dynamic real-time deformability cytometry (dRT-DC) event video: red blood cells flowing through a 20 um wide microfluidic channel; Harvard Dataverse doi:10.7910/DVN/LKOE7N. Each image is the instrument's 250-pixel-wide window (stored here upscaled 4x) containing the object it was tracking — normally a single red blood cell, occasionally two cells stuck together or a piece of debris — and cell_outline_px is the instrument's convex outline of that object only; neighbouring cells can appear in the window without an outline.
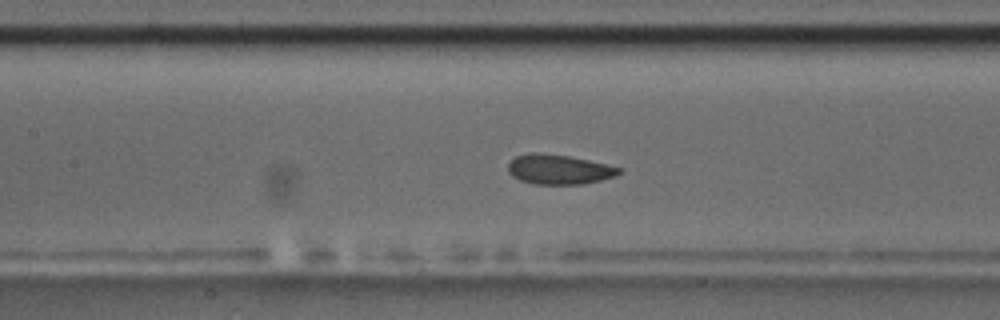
{"species": "common noctule bat (a hibernating species)", "species_latin": "Nyctalus noctula", "temperature_condition": "room temperature", "stored_images_in_passage": 57, "camera_frame_rate_fps": 3000, "um_per_image_px": 0.085, "animal": {"sex": "male", "body_mass_g": 17.5, "forearm_length_mm": 52.3}, "frame": {"image": 1, "passage_image": 25, "time_ms": 8.0, "image_size_px": [1000, 320], "cell_outline_px": [[620, 172], [616, 176], [584, 184], [536, 184], [520, 180], [512, 176], [508, 172], [508, 164], [516, 156], [528, 152], [540, 152], [568, 156], [588, 160], [620, 168]], "centroid_in_image_um": [47.46, 14.39], "position_along_channel_um": 159.9, "area_um2": 19.13}}
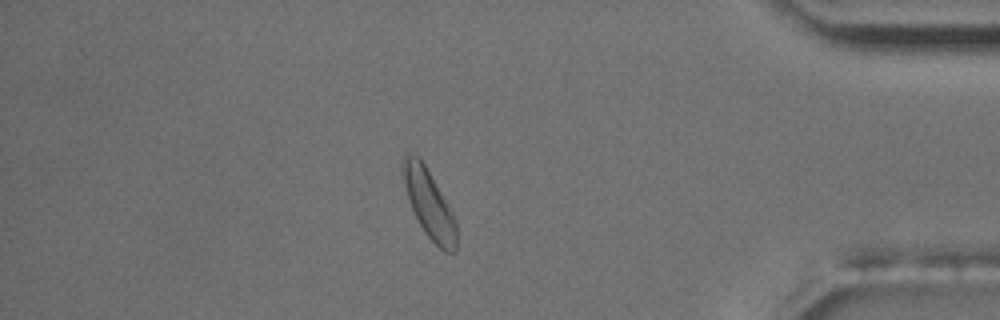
{"frame": {"image": 2, "passage_image": 48, "time_ms": 15.667, "image_size_px": [1000, 320], "cell_outline_px": [[456, 252], [444, 252], [424, 232], [412, 208], [400, 172], [400, 164], [404, 152], [408, 152], [420, 156], [448, 204], [456, 220]], "centroid_in_image_um": [36.43, 17.24], "position_along_channel_um": 398.8, "area_um2": 21.39}}
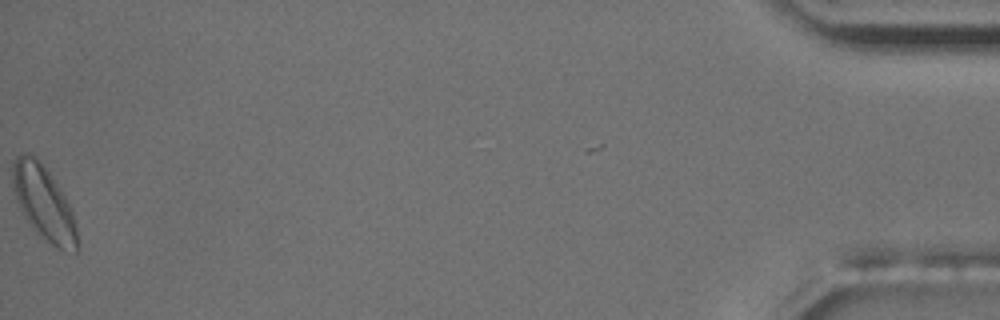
{"frame": {"image": 3, "passage_image": 56, "time_ms": 18.333, "image_size_px": [1000, 320], "cell_outline_px": [[76, 252], [64, 252], [56, 248], [36, 232], [24, 216], [20, 208], [12, 184], [12, 164], [16, 156], [24, 152], [28, 152], [36, 156], [48, 172], [64, 196], [72, 212], [76, 228]], "centroid_in_image_um": [3.69, 17.24], "position_along_channel_um": 431.5, "area_um2": 27.4}, "authors_computed_cell_mechanics": {"area_um2": 19.9988, "velocity_mm_per_s": 3.5779, "shape_relaxation_time_tau1_ms": 2.3305, "shape_relaxation_time_tau2_ms": null, "deformation_change_tau1": 0.064, "deformation_change_tau2": null}}